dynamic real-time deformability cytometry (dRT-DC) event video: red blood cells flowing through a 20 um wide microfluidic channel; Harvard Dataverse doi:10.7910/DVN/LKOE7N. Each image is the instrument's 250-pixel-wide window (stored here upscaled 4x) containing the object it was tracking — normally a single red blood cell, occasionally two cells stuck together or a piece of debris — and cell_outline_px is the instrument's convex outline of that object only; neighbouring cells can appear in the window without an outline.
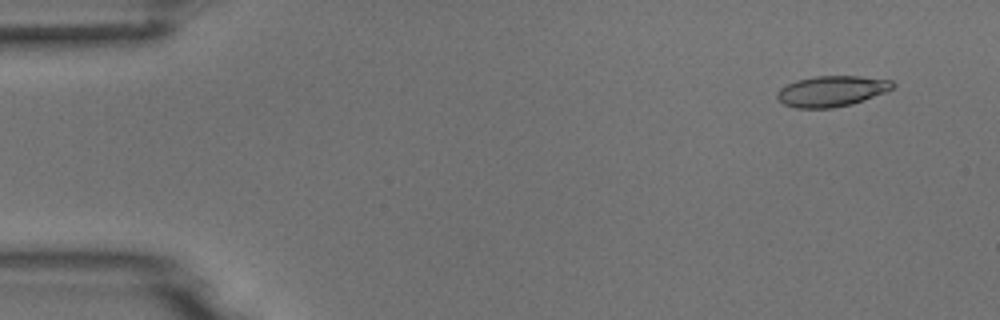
{"species": "common noctule bat (a hibernating species)", "species_latin": "Nyctalus noctula", "temperature_condition": "room temperature", "stored_images_in_passage": 53, "camera_frame_rate_fps": 3000, "um_per_image_px": 0.085, "animal": {"sex": "male", "body_mass_g": 18.8}, "frame": {"image": 1, "passage_image": 4, "time_ms": 1.0, "image_size_px": [1000, 320], "cell_outline_px": [[896, 84], [892, 88], [884, 92], [864, 100], [852, 104], [832, 108], [796, 108], [784, 104], [776, 100], [776, 92], [780, 88], [796, 80], [816, 76], [860, 76], [892, 80]], "centroid_in_image_um": [70.66, 7.75], "position_along_channel_um": 14.3, "area_um2": 20.75}}
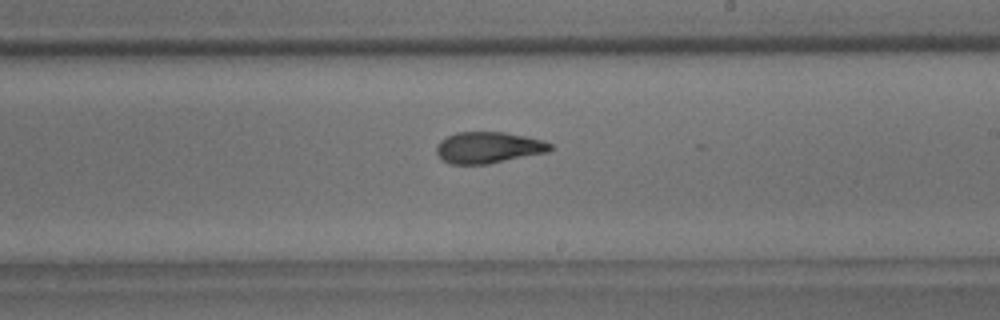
{"frame": {"image": 2, "passage_image": 31, "time_ms": 10.0, "image_size_px": [1000, 320], "cell_outline_px": [[552, 148], [548, 152], [488, 164], [448, 164], [436, 152], [436, 144], [440, 140], [456, 132], [504, 132], [544, 140], [552, 144]], "centroid_in_image_um": [41.51, 12.54], "position_along_channel_um": 247.5, "area_um2": 20.81}}
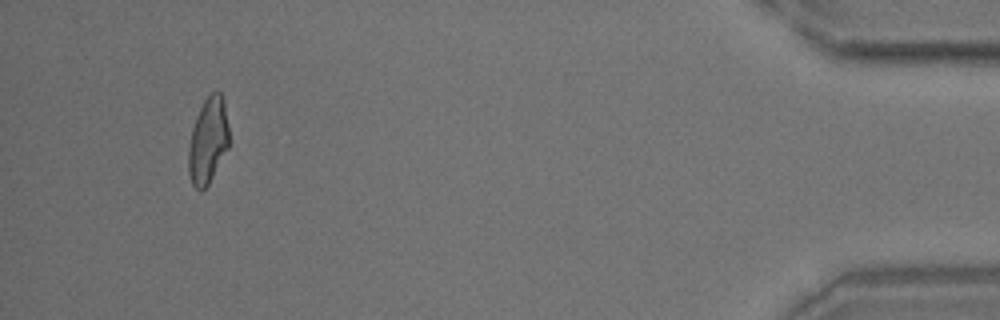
{"frame": {"image": 3, "passage_image": 50, "time_ms": 16.333, "image_size_px": [1000, 320], "cell_outline_px": [[228, 148], [208, 184], [200, 192], [192, 184], [188, 172], [188, 148], [192, 128], [196, 116], [204, 100], [212, 92], [220, 92], [224, 100], [228, 128]], "centroid_in_image_um": [17.66, 11.96], "position_along_channel_um": 417.5, "area_um2": 20.17}}